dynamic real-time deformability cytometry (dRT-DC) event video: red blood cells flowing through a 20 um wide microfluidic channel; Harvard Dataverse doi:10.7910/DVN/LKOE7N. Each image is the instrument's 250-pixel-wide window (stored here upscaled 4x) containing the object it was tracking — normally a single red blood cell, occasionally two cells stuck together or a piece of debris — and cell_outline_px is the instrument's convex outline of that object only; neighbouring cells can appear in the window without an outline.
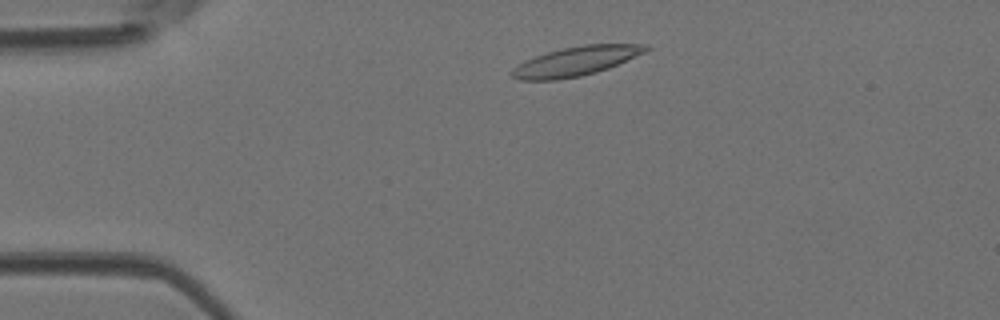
{"species": "Egyptian fruit bat (a non-hibernating species)", "species_latin": "Rousettus aegyptiacus", "temperature_condition": "room temperature", "stored_images_in_passage": 44, "camera_frame_rate_fps": 3000, "um_per_image_px": 0.085, "animal": {"sex": "female"}, "frame": {"image": 1, "passage_image": 5, "time_ms": 1.333, "image_size_px": [1000, 320], "cell_outline_px": [[652, 48], [644, 52], [608, 68], [596, 72], [580, 76], [556, 80], [520, 80], [512, 76], [508, 72], [512, 68], [524, 60], [548, 52], [564, 48], [584, 44], [648, 44]], "centroid_in_image_um": [48.92, 5.2], "position_along_channel_um": 36.1, "area_um2": 22.72}}
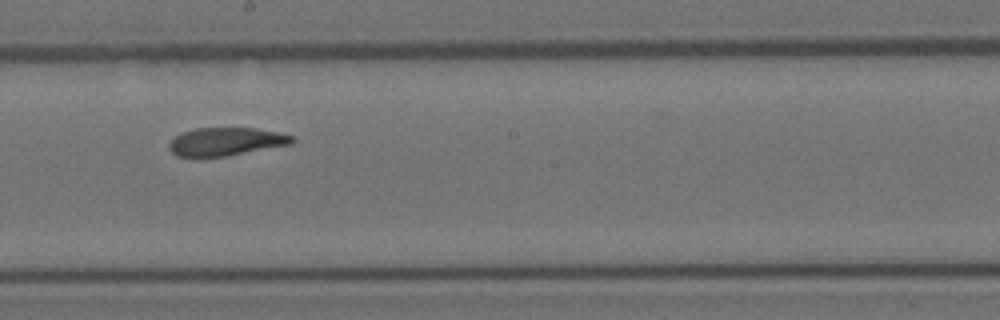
{"frame": {"image": 2, "passage_image": 22, "time_ms": 7.0, "image_size_px": [1000, 320], "cell_outline_px": [[296, 140], [292, 144], [228, 156], [176, 156], [168, 148], [168, 144], [176, 136], [184, 132], [196, 128], [256, 128], [280, 132], [296, 136]], "centroid_in_image_um": [19.28, 12.03], "position_along_channel_um": 228.9, "area_um2": 20.23}}
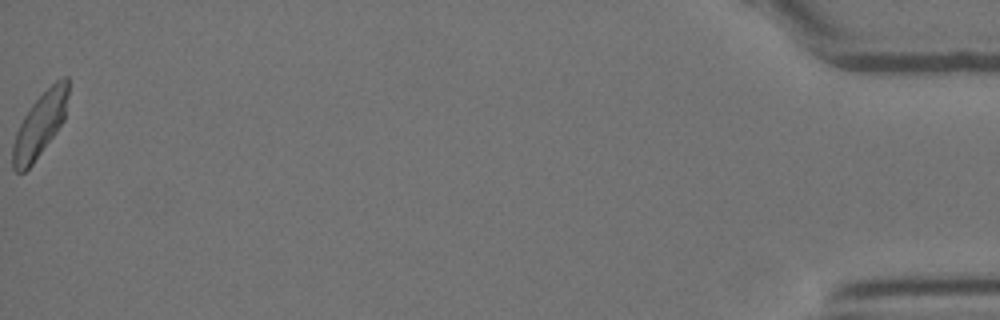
{"frame": {"image": 3, "passage_image": 44, "time_ms": 14.333, "image_size_px": [1000, 320], "cell_outline_px": [[68, 96], [64, 120], [56, 132], [32, 164], [24, 172], [16, 172], [12, 168], [12, 144], [16, 132], [24, 116], [32, 104], [56, 80], [64, 76], [68, 76]], "centroid_in_image_um": [3.38, 10.62], "position_along_channel_um": 431.8, "area_um2": 20.46}, "authors_computed_cell_mechanics": {"area_um2": 21.2704, "velocity_mm_per_s": 4.1166, "shape_relaxation_time_tau1_ms": 4.4403, "shape_relaxation_time_tau2_ms": 1.8631, "deformation_change_tau1": 0.1703, "deformation_change_tau2": 0.0941}}